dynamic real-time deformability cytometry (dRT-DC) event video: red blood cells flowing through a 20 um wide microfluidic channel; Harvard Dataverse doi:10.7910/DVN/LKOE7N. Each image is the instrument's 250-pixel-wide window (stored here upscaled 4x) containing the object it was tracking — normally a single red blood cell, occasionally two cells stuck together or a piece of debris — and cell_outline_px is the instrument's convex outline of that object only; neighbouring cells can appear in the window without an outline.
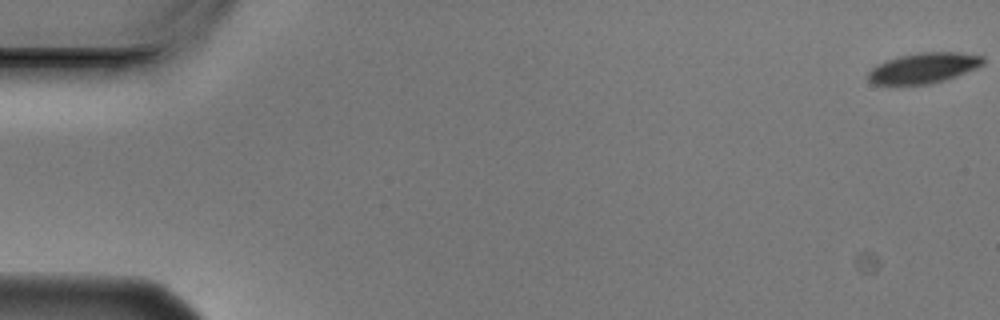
{"species": "Egyptian fruit bat (a non-hibernating species)", "species_latin": "Rousettus aegyptiacus", "temperature_condition": "cold", "stored_images_in_passage": 6, "camera_frame_rate_fps": 3000, "um_per_image_px": 0.085, "animal": {"sex": "male"}, "frame": {"image": 1, "passage_image": 1, "time_ms": 0.0, "image_size_px": [1000, 320], "cell_outline_px": [[984, 64], [976, 68], [956, 76], [944, 80], [928, 84], [872, 84], [868, 80], [868, 72], [876, 64], [900, 56], [916, 52], [960, 52], [984, 56]], "centroid_in_image_um": [78.51, 5.77], "position_along_channel_um": 6.5, "area_um2": 20.35}}
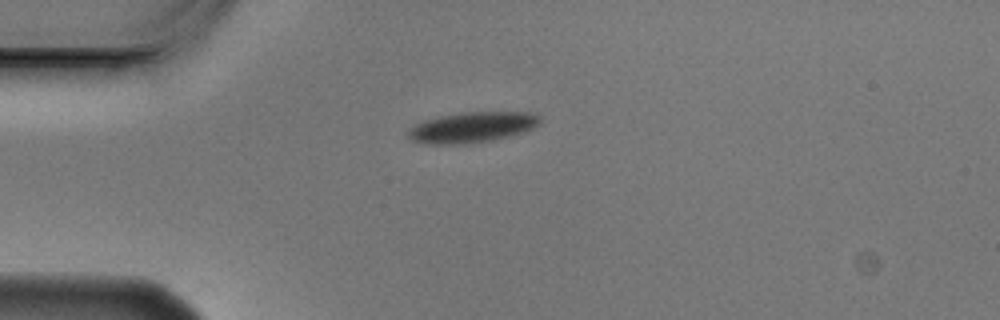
{"frame": {"image": 2, "passage_image": 5, "time_ms": 1.333, "image_size_px": [1000, 320], "cell_outline_px": [[540, 124], [524, 132], [492, 140], [468, 144], [432, 144], [412, 140], [408, 136], [408, 128], [424, 120], [440, 116], [464, 112], [528, 112], [540, 116]], "centroid_in_image_um": [40.13, 10.82], "position_along_channel_um": 44.9, "area_um2": 23.41}}